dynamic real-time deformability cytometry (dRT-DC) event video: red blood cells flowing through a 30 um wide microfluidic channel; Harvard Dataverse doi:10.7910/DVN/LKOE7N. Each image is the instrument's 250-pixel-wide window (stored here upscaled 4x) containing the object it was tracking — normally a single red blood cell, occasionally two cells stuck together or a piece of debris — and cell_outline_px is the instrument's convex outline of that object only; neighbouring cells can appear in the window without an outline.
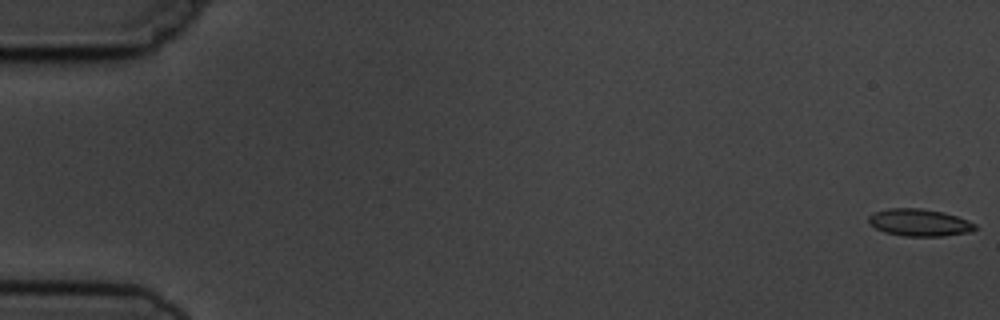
{"species": "common noctule bat (a hibernating species)", "species_latin": "Nyctalus noctula", "temperature_condition": "cold", "stored_images_in_passage": 5, "camera_frame_rate_fps": 3000, "um_per_image_px": 0.085, "animal": {"sex": "male", "body_mass_g": 19.5, "forearm_length_mm": 54.6}, "frame": {"image": 1, "passage_image": 1, "time_ms": 0.0, "image_size_px": [1000, 320], "cell_outline_px": [[976, 228], [968, 232], [944, 236], [904, 236], [884, 232], [876, 228], [868, 220], [868, 216], [876, 212], [888, 208], [920, 208], [940, 212], [956, 216], [968, 220], [976, 224]], "centroid_in_image_um": [78.14, 18.92], "position_along_channel_um": 6.9, "area_um2": 16.65}}
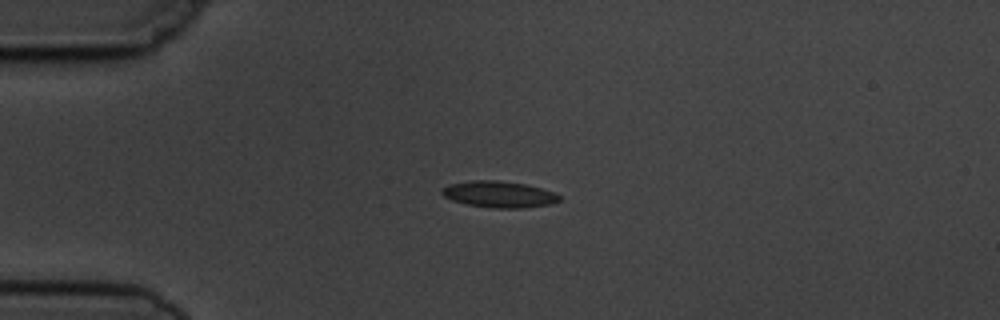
{"frame": {"image": 2, "passage_image": 5, "time_ms": 4.333, "image_size_px": [1000, 320], "cell_outline_px": [[560, 200], [552, 204], [524, 208], [492, 208], [468, 204], [452, 200], [444, 196], [440, 192], [448, 184], [468, 180], [496, 180], [524, 184], [540, 188], [552, 192], [560, 196]], "centroid_in_image_um": [42.4, 16.52], "position_along_channel_um": 42.6, "area_um2": 17.98}}